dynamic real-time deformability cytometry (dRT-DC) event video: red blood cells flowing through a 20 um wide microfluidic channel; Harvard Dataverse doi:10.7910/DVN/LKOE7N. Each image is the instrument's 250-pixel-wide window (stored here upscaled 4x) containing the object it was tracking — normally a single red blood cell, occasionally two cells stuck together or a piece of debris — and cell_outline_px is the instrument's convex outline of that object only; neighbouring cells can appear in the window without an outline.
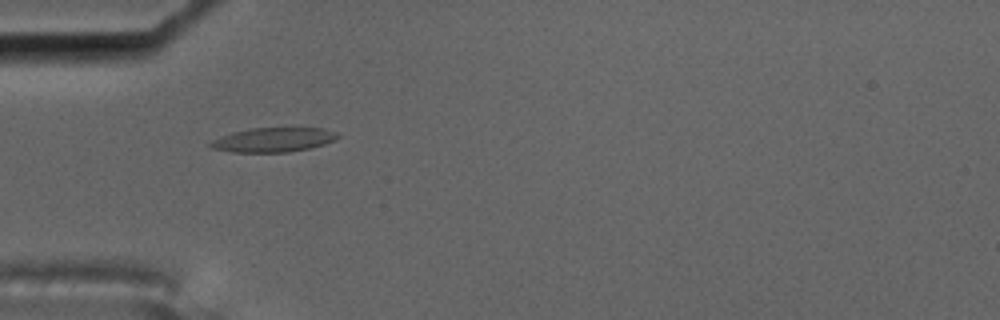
{"species": "common noctule bat (a hibernating species)", "species_latin": "Nyctalus noctula", "temperature_condition": "cold", "stored_images_in_passage": 4, "camera_frame_rate_fps": 3000, "um_per_image_px": 0.085, "animal": {"sex": "male", "body_mass_g": 17.5, "forearm_length_mm": 52.3}, "frame": {"image": 1, "passage_image": 2, "time_ms": 0.333, "image_size_px": [1000, 320], "cell_outline_px": [[340, 136], [324, 144], [308, 148], [288, 152], [232, 152], [212, 148], [208, 144], [212, 140], [220, 136], [232, 132], [252, 128], [324, 128], [336, 132]], "centroid_in_image_um": [23.2, 11.88], "position_along_channel_um": 61.8, "area_um2": 17.92}}